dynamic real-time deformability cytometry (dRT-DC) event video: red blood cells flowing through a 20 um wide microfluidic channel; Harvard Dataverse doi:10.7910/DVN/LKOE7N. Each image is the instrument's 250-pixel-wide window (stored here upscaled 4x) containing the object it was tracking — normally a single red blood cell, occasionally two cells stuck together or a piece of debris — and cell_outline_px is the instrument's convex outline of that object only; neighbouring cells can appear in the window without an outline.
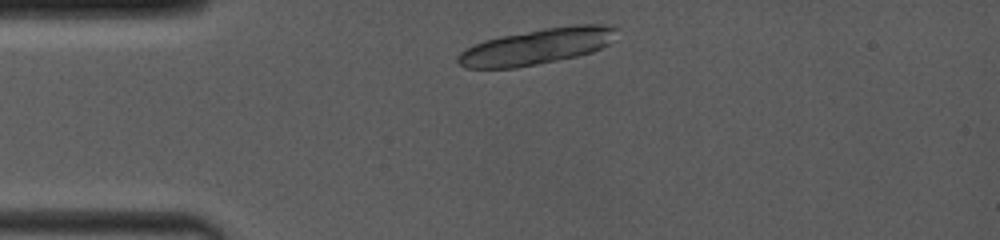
{"species": "common noctule bat (a hibernating species)", "species_latin": "Nyctalus noctula", "temperature_condition": "room temperature", "stored_images_in_passage": 2, "camera_frame_rate_fps": 4000, "um_per_image_px": 0.085, "animal": {"sex": "female", "body_mass_g": 19.0, "forearm_length_mm": 53.3}, "frame": {"image": 1, "passage_image": 1, "time_ms": 0.0, "image_size_px": [1000, 240], "cell_outline_px": [[616, 28], [608, 44], [592, 52], [576, 56], [516, 68], [464, 68], [456, 60], [456, 56], [460, 52], [484, 40], [500, 36], [544, 28], [576, 24], [612, 24]], "centroid_in_image_um": [45.6, 3.94], "position_along_channel_um": 39.4, "area_um2": 32.89}}